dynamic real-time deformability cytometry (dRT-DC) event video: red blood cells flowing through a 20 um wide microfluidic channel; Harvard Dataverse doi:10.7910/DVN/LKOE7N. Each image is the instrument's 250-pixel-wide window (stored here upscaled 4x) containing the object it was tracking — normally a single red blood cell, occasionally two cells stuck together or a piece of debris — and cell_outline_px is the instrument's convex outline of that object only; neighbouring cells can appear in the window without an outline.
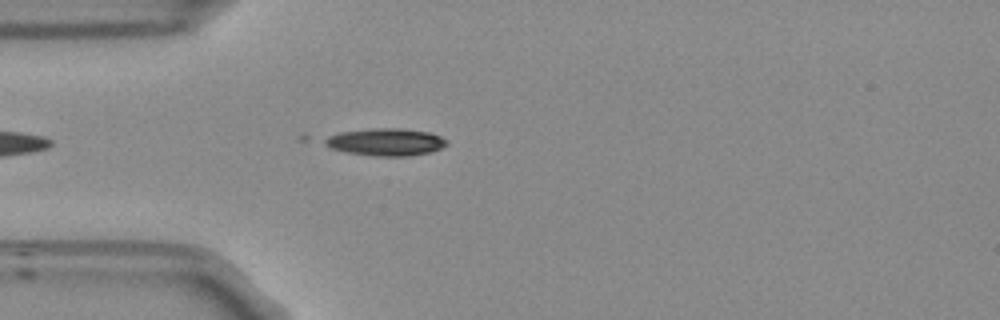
{"species": "Egyptian fruit bat (a non-hibernating species)", "species_latin": "Rousettus aegyptiacus", "temperature_condition": "room temperature", "stored_images_in_passage": 20, "camera_frame_rate_fps": 3000, "um_per_image_px": 0.085, "frame": {"image": 1, "passage_image": 3, "time_ms": 0.667, "image_size_px": [1000, 320], "cell_outline_px": [[448, 144], [432, 152], [408, 156], [376, 156], [348, 152], [332, 148], [316, 140], [340, 132], [376, 128], [396, 128], [428, 132], [440, 136], [448, 140]], "centroid_in_image_um": [32.76, 12.07], "position_along_channel_um": 52.2, "area_um2": 19.48}}